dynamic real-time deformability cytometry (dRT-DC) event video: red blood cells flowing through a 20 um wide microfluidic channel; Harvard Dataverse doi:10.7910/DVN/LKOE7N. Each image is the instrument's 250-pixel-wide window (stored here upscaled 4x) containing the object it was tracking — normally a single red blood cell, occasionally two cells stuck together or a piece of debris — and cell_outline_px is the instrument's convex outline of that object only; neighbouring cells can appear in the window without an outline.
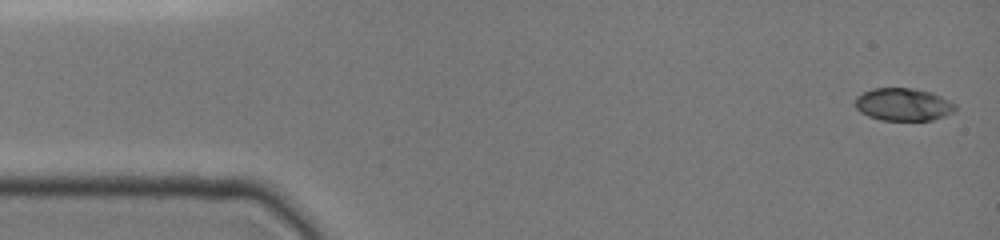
{"species": "common noctule bat (a hibernating species)", "species_latin": "Nyctalus noctula", "temperature_condition": "cold", "stored_images_in_passage": 10, "camera_frame_rate_fps": 3000, "um_per_image_px": 0.085, "animal": {"sex": "female", "body_mass_g": 19.0, "forearm_length_mm": 51.5}, "frame": {"image": 1, "passage_image": 1, "time_ms": 0.0, "image_size_px": [1000, 240], "cell_outline_px": [[956, 108], [952, 112], [944, 116], [932, 120], [880, 120], [868, 116], [860, 112], [856, 108], [856, 96], [872, 88], [912, 88], [932, 92], [956, 104]], "centroid_in_image_um": [76.76, 8.88], "position_along_channel_um": 8.2, "area_um2": 19.02}}
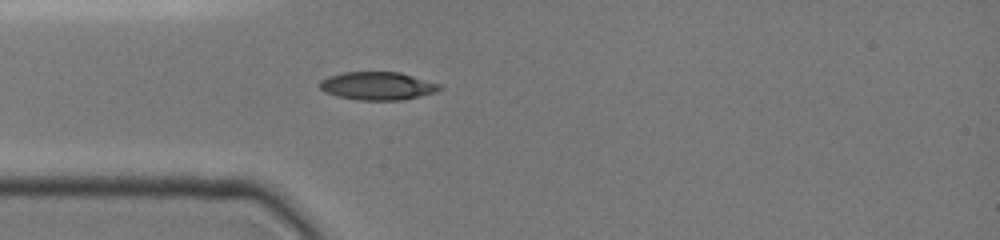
{"frame": {"image": 2, "passage_image": 6, "time_ms": 4.0, "image_size_px": [1000, 240], "cell_outline_px": [[444, 88], [436, 92], [400, 100], [356, 100], [336, 96], [324, 92], [320, 88], [320, 80], [328, 76], [344, 72], [400, 72], [440, 84]], "centroid_in_image_um": [32.07, 7.3], "position_along_channel_um": 52.9, "area_um2": 19.65}}
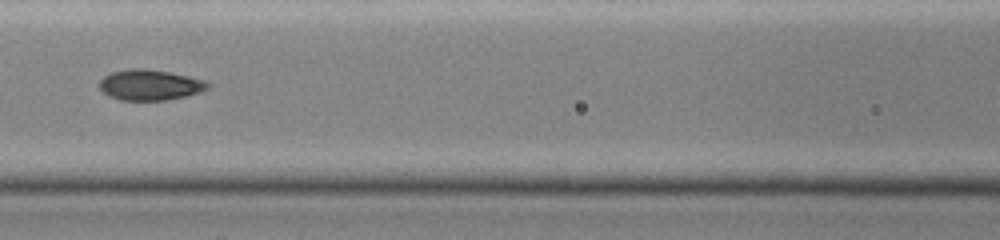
{"frame": {"image": 3, "passage_image": 9, "time_ms": 6.667, "image_size_px": [1000, 240], "cell_outline_px": [[212, 84], [208, 88], [200, 92], [168, 100], [120, 100], [108, 96], [100, 88], [100, 80], [104, 76], [112, 72], [128, 68], [144, 68], [168, 72], [188, 76], [204, 80]], "centroid_in_image_um": [12.74, 7.21], "position_along_channel_um": 153.9, "area_um2": 19.31}}